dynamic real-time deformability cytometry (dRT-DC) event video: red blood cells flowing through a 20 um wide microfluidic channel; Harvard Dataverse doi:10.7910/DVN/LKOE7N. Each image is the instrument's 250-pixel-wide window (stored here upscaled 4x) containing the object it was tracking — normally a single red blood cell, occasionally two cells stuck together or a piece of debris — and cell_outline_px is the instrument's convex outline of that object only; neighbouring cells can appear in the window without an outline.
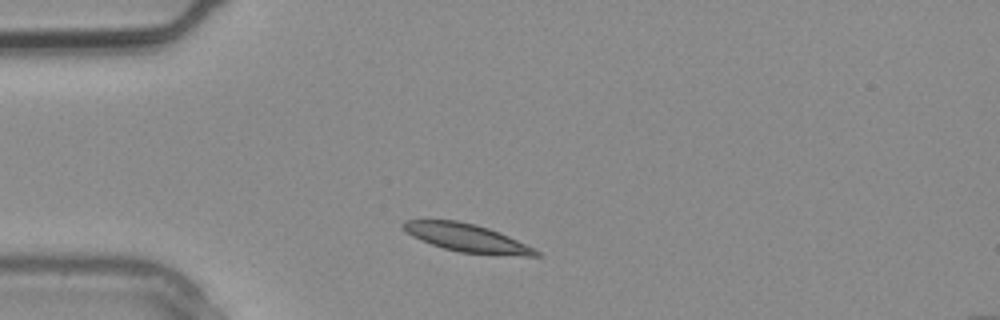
{"species": "common noctule bat (a hibernating species)", "species_latin": "Nyctalus noctula", "temperature_condition": "warm", "stored_images_in_passage": 3, "camera_frame_rate_fps": 3000, "um_per_image_px": 0.085, "animal": {"sex": "male", "body_mass_g": 20.4}, "frame": {"image": 1, "passage_image": 3, "time_ms": 0.667, "image_size_px": [1000, 320], "cell_outline_px": [[540, 256], [524, 256], [460, 252], [444, 248], [420, 240], [412, 236], [400, 224], [404, 220], [456, 220], [476, 224], [488, 228], [508, 236], [540, 252]], "centroid_in_image_um": [39.65, 20.21], "position_along_channel_um": 45.4, "area_um2": 21.27}}